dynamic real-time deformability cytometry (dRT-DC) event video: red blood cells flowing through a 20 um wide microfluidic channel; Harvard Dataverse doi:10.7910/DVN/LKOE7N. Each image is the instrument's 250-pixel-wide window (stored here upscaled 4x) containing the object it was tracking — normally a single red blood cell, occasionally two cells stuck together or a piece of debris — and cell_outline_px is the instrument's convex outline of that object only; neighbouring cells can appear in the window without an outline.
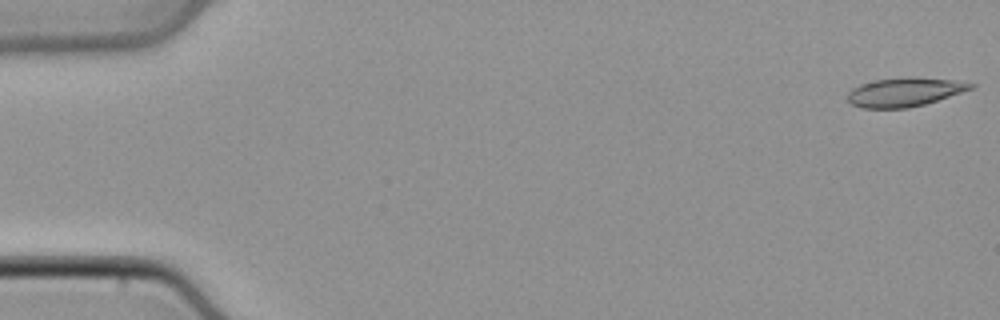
{"species": "common noctule bat (a hibernating species)", "species_latin": "Nyctalus noctula", "temperature_condition": "cold", "stored_images_in_passage": 48, "camera_frame_rate_fps": 3000, "um_per_image_px": 0.085, "animal": {"sex": "male", "body_mass_g": 21.5, "forearm_length_mm": 52.0}, "frame": {"image": 1, "passage_image": 1, "time_ms": 0.0, "image_size_px": [1000, 320], "cell_outline_px": [[976, 84], [972, 88], [924, 104], [908, 108], [860, 108], [852, 104], [848, 100], [848, 92], [852, 88], [860, 84], [876, 80], [952, 80]], "centroid_in_image_um": [76.79, 7.88], "position_along_channel_um": 8.2, "area_um2": 19.36}}
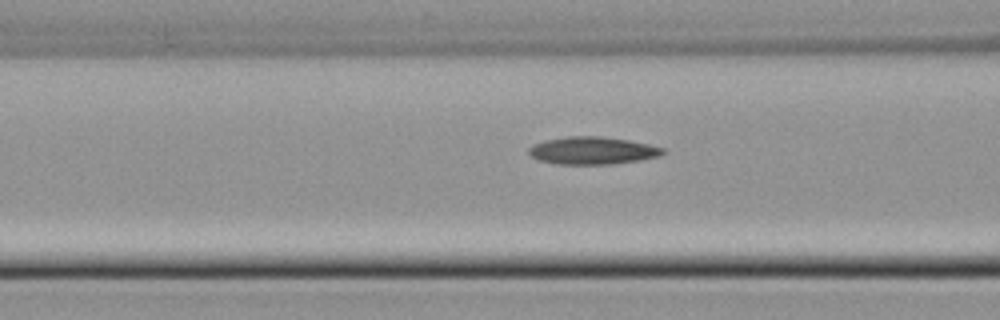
{"frame": {"image": 2, "passage_image": 19, "time_ms": 6.0, "image_size_px": [1000, 320], "cell_outline_px": [[668, 152], [660, 156], [640, 160], [612, 164], [556, 164], [540, 160], [532, 156], [528, 152], [528, 148], [532, 144], [548, 140], [568, 136], [600, 136], [628, 140], [648, 144], [664, 148]], "centroid_in_image_um": [50.39, 12.8], "position_along_channel_um": 116.2, "area_um2": 21.5}}
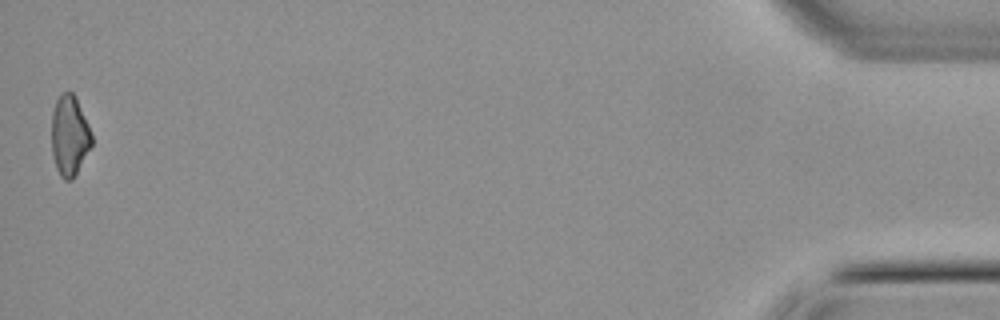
{"frame": {"image": 3, "passage_image": 48, "time_ms": 15.667, "image_size_px": [1000, 320], "cell_outline_px": [[92, 144], [72, 180], [64, 180], [60, 176], [56, 168], [52, 156], [52, 112], [56, 100], [60, 92], [72, 92], [76, 96], [88, 124], [92, 136]], "centroid_in_image_um": [5.89, 11.51], "position_along_channel_um": 429.3, "area_um2": 18.79}}